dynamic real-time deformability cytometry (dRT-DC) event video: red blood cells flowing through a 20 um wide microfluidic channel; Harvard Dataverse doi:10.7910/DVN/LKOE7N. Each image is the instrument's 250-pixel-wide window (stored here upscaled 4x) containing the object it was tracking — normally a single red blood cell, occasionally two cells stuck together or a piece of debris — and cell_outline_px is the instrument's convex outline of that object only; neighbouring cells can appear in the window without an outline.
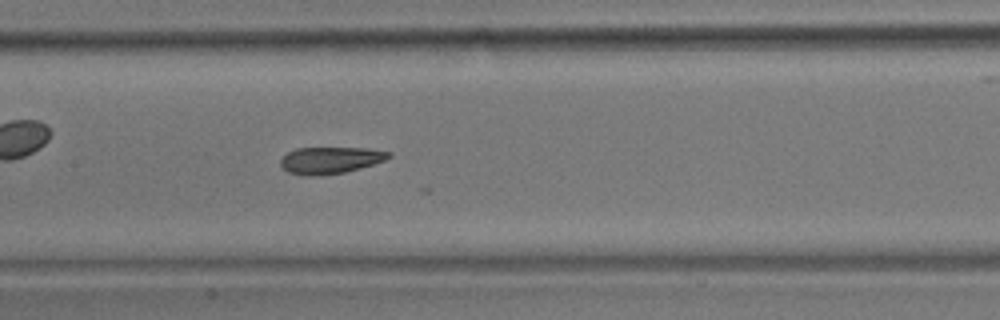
{"species": "common noctule bat (a hibernating species)", "species_latin": "Nyctalus noctula", "temperature_condition": "room temperature", "stored_images_in_passage": 34, "camera_frame_rate_fps": 3000, "um_per_image_px": 0.085, "animal": {"sex": "male", "body_mass_g": 17.9}, "frame": {"image": 1, "passage_image": 27, "time_ms": 8.667, "image_size_px": [1000, 320], "cell_outline_px": [[392, 156], [384, 160], [360, 168], [344, 172], [320, 176], [304, 176], [288, 172], [280, 164], [280, 160], [288, 152], [296, 148], [368, 148], [392, 152]], "centroid_in_image_um": [28.07, 13.62], "position_along_channel_um": 179.3, "area_um2": 16.88}}